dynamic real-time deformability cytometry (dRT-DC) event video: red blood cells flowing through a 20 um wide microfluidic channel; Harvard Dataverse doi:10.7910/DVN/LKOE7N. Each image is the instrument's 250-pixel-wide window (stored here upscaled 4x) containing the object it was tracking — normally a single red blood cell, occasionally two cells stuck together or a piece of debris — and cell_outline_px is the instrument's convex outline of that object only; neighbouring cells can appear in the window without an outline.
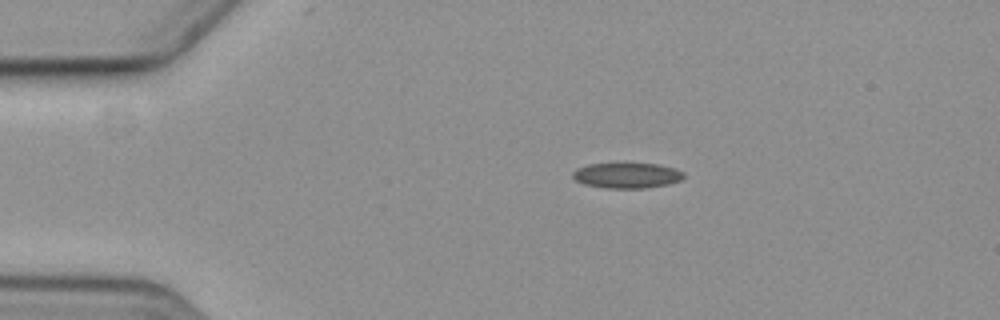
{"species": "common noctule bat (a hibernating species)", "species_latin": "Nyctalus noctula", "temperature_condition": "cold", "stored_images_in_passage": 2, "camera_frame_rate_fps": 3000, "um_per_image_px": 0.085, "animal": {"sex": "female", "body_mass_g": 19.3, "forearm_length_mm": 54.1}, "frame": {"image": 1, "passage_image": 1, "time_ms": 0.0, "image_size_px": [1000, 320], "cell_outline_px": [[684, 176], [680, 180], [668, 184], [640, 188], [604, 188], [584, 184], [576, 180], [572, 176], [572, 172], [576, 168], [588, 164], [616, 160], [628, 160], [656, 164], [676, 168], [684, 172]], "centroid_in_image_um": [53.24, 14.84], "position_along_channel_um": 31.8, "area_um2": 17.46}}